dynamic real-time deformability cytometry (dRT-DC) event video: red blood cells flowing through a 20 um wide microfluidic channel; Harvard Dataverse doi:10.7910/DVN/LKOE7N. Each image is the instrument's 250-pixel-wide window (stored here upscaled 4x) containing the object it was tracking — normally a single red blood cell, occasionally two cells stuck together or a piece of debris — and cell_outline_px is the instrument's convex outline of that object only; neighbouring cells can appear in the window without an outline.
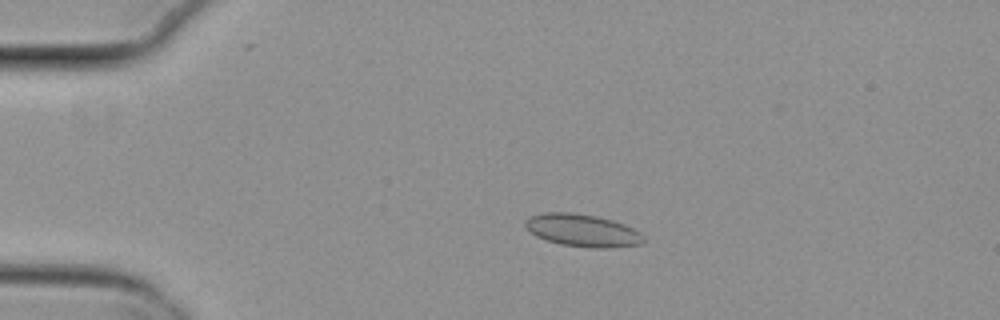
{"species": "common noctule bat (a hibernating species)", "species_latin": "Nyctalus noctula", "temperature_condition": "cold", "stored_images_in_passage": 52, "camera_frame_rate_fps": 3000, "um_per_image_px": 0.085, "animal": {"sex": "female", "body_mass_g": 29.2, "forearm_length_mm": 56.3}, "frame": {"image": 1, "passage_image": 10, "time_ms": 3.0, "image_size_px": [1000, 320], "cell_outline_px": [[644, 244], [612, 248], [592, 248], [560, 244], [536, 236], [524, 224], [524, 220], [528, 216], [544, 212], [572, 212], [596, 216], [612, 220], [624, 224], [640, 232], [644, 236]], "centroid_in_image_um": [49.53, 19.58], "position_along_channel_um": 35.5, "area_um2": 22.54}}
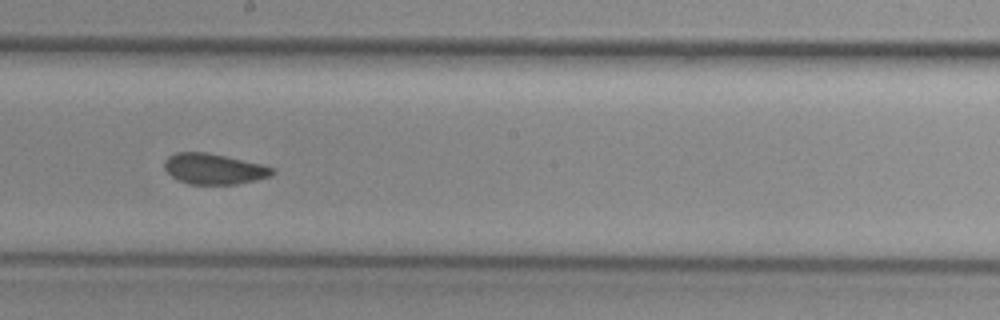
{"frame": {"image": 2, "passage_image": 29, "time_ms": 9.333, "image_size_px": [1000, 320], "cell_outline_px": [[276, 172], [272, 176], [256, 180], [236, 184], [188, 184], [176, 180], [164, 168], [164, 160], [168, 156], [176, 152], [204, 152], [264, 164], [276, 168]], "centroid_in_image_um": [18.21, 14.36], "position_along_channel_um": 230.0, "area_um2": 19.48}}
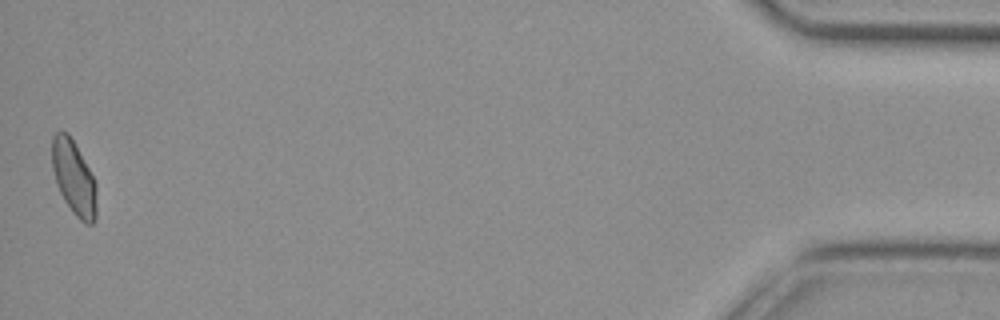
{"frame": {"image": 3, "passage_image": 52, "time_ms": 17.0, "image_size_px": [1000, 320], "cell_outline_px": [[96, 220], [92, 224], [84, 224], [72, 212], [64, 200], [56, 184], [52, 168], [52, 136], [56, 132], [68, 132], [88, 168], [96, 184]], "centroid_in_image_um": [6.27, 15.15], "position_along_channel_um": 428.9, "area_um2": 19.19}, "authors_computed_cell_mechanics": {"area_um2": 20.0566, "velocity_mm_per_s": 3.8149, "shape_relaxation_time_tau1_ms": null, "shape_relaxation_time_tau2_ms": 1.6466, "deformation_change_tau1": null, "deformation_change_tau2": 0.0598}}